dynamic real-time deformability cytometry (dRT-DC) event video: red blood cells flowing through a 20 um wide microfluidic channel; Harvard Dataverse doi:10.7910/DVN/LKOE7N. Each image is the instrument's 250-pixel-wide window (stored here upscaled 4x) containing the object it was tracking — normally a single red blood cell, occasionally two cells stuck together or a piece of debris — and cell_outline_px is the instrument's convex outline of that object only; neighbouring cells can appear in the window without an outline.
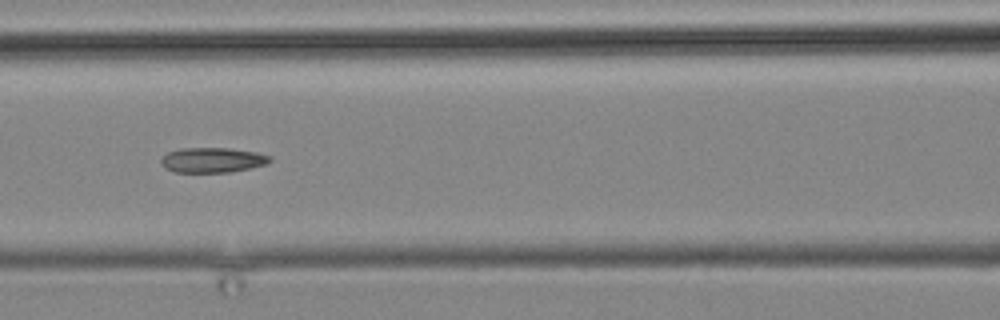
{"species": "common noctule bat (a hibernating species)", "species_latin": "Nyctalus noctula", "temperature_condition": "cold", "stored_images_in_passage": 20, "camera_frame_rate_fps": 3000, "um_per_image_px": 0.085, "animal": {"sex": "male", "body_mass_g": 19.2, "forearm_length_mm": 51.8}, "frame": {"image": 1, "passage_image": 12, "time_ms": 14.0, "image_size_px": [1000, 320], "cell_outline_px": [[272, 160], [264, 164], [232, 172], [176, 172], [164, 168], [160, 160], [168, 152], [180, 148], [228, 148], [256, 152], [272, 156]], "centroid_in_image_um": [18.05, 13.6], "position_along_channel_um": 148.6, "area_um2": 15.78}}
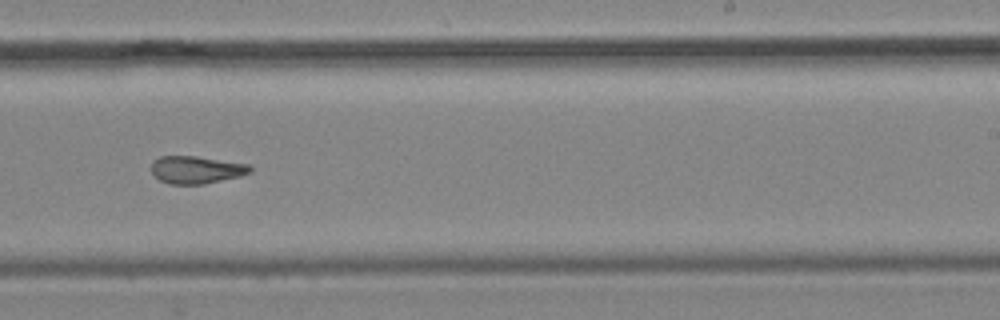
{"frame": {"image": 2, "passage_image": 15, "time_ms": 17.667, "image_size_px": [1000, 320], "cell_outline_px": [[252, 172], [240, 176], [204, 184], [172, 184], [160, 180], [152, 172], [152, 160], [160, 156], [196, 156], [248, 164], [252, 168]], "centroid_in_image_um": [16.69, 14.42], "position_along_channel_um": 272.3, "area_um2": 15.78}}
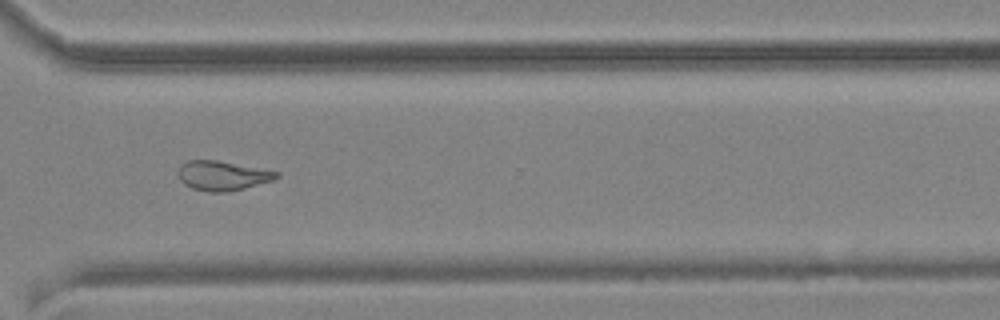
{"frame": {"image": 3, "passage_image": 17, "time_ms": 20.0, "image_size_px": [1000, 320], "cell_outline_px": [[280, 176], [272, 180], [244, 188], [228, 192], [208, 192], [192, 188], [184, 184], [180, 180], [180, 164], [188, 160], [216, 160], [280, 172]], "centroid_in_image_um": [18.91, 14.93], "position_along_channel_um": 351.7, "area_um2": 16.7}}